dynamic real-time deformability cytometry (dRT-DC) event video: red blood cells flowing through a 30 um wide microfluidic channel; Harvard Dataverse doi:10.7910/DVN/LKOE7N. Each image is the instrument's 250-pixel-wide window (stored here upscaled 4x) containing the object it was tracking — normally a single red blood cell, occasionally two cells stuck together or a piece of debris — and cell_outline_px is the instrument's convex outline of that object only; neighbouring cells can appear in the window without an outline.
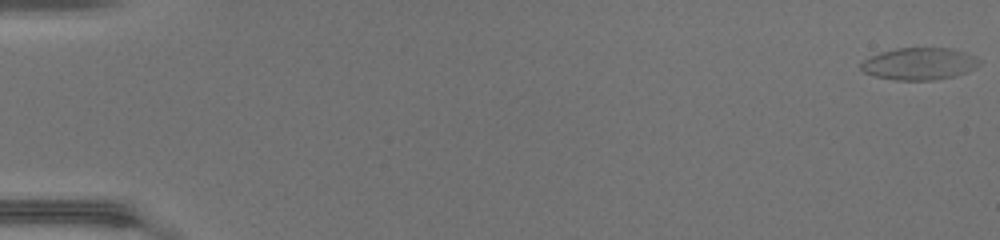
{"species": "common noctule bat (a hibernating species)", "species_latin": "Nyctalus noctula", "temperature_condition": "warm", "stored_images_in_passage": 51, "camera_frame_rate_fps": 3000, "um_per_image_px": 0.085, "animal": {"sex": "female", "body_mass_g": 17.0, "forearm_length_mm": 48.0}, "frame": {"image": 1, "passage_image": 1, "time_ms": 0.0, "image_size_px": [1000, 240], "cell_outline_px": [[980, 64], [976, 68], [968, 72], [956, 76], [932, 80], [896, 80], [876, 76], [864, 72], [860, 68], [860, 64], [864, 60], [880, 52], [896, 48], [948, 48], [964, 52], [976, 56], [980, 60]], "centroid_in_image_um": [78.17, 5.42], "position_along_channel_um": 6.8, "area_um2": 22.2}}
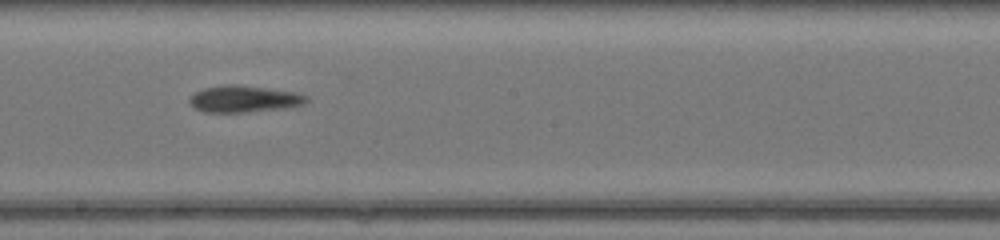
{"frame": {"image": 2, "passage_image": 30, "time_ms": 9.667, "image_size_px": [1000, 240], "cell_outline_px": [[308, 100], [304, 104], [288, 108], [248, 112], [204, 112], [192, 108], [188, 100], [196, 92], [204, 88], [228, 84], [236, 84], [268, 88], [296, 92], [308, 96]], "centroid_in_image_um": [20.76, 8.42], "position_along_channel_um": 227.4, "area_um2": 18.38}}
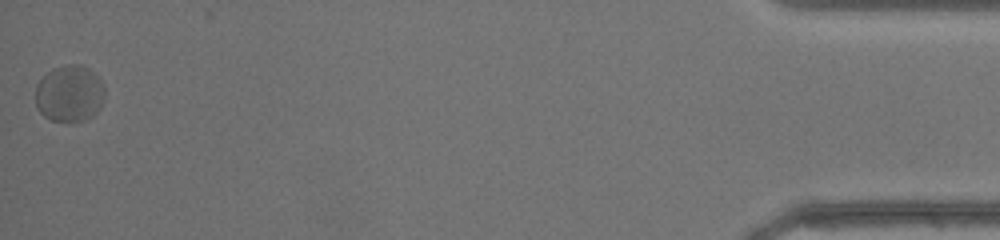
{"frame": {"image": 3, "passage_image": 51, "time_ms": 16.667, "image_size_px": [1000, 240], "cell_outline_px": [[104, 100], [100, 108], [88, 120], [52, 120], [44, 116], [36, 108], [36, 84], [52, 68], [68, 64], [80, 64], [88, 68], [104, 84]], "centroid_in_image_um": [5.91, 7.94], "position_along_channel_um": 429.3, "area_um2": 22.83}, "authors_computed_cell_mechanics": {"area_um2": 20.1144, "velocity_mm_per_s": 4.2159, "shape_relaxation_time_tau1_ms": null, "shape_relaxation_time_tau2_ms": 1.2803, "deformation_change_tau1": null, "deformation_change_tau2": 0.0591}}